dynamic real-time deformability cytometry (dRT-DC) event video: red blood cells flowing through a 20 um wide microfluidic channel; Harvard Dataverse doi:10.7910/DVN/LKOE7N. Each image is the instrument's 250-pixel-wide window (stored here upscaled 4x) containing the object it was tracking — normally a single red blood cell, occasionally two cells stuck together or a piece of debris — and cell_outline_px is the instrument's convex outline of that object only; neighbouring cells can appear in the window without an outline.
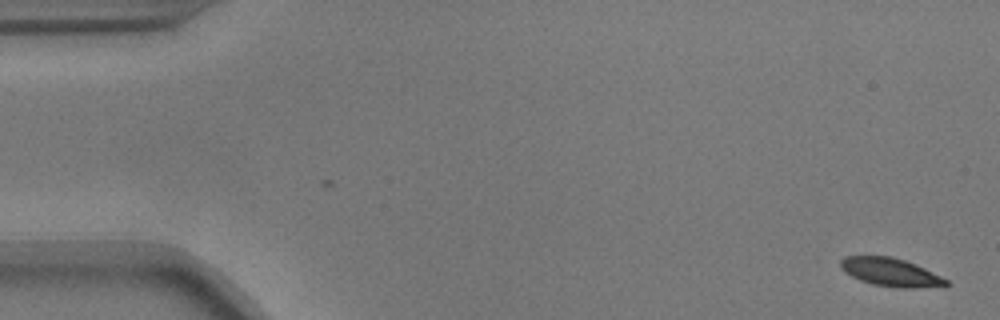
{"species": "common noctule bat (a hibernating species)", "species_latin": "Nyctalus noctula", "temperature_condition": "warm", "stored_images_in_passage": 55, "camera_frame_rate_fps": 3000, "um_per_image_px": 0.085, "animal": {"sex": "male", "body_mass_g": 17.9}, "frame": {"image": 1, "passage_image": 1, "time_ms": 0.0, "image_size_px": [1000, 320], "cell_outline_px": [[948, 284], [912, 288], [900, 288], [872, 284], [860, 280], [844, 272], [840, 268], [840, 260], [844, 256], [892, 256], [916, 264], [948, 280]], "centroid_in_image_um": [75.63, 23.12], "position_along_channel_um": 9.4, "area_um2": 17.17}}
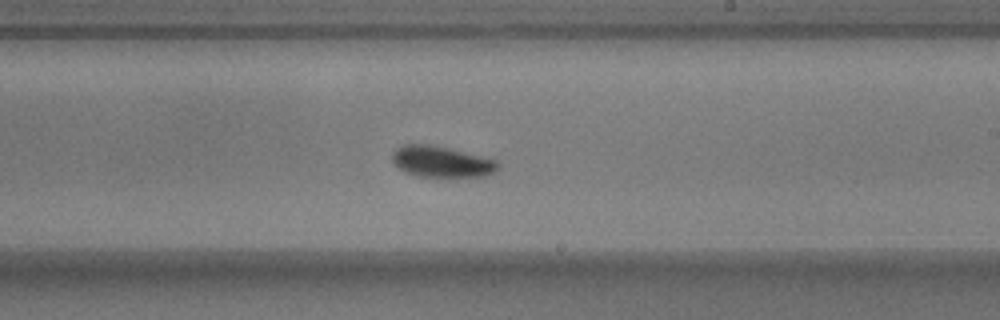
{"frame": {"image": 2, "passage_image": 32, "time_ms": 10.333, "image_size_px": [1000, 320], "cell_outline_px": [[500, 168], [488, 176], [444, 180], [416, 176], [404, 172], [392, 164], [392, 152], [396, 148], [404, 144], [428, 144], [448, 148], [496, 160], [500, 164]], "centroid_in_image_um": [37.53, 13.81], "position_along_channel_um": 251.5, "area_um2": 20.23}}
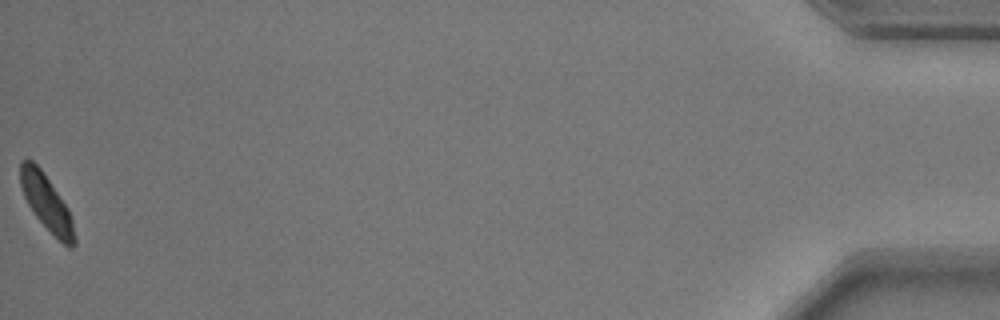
{"frame": {"image": 3, "passage_image": 55, "time_ms": 18.0, "image_size_px": [1000, 320], "cell_outline_px": [[76, 244], [72, 248], [68, 248], [36, 216], [28, 204], [24, 196], [20, 184], [20, 160], [32, 160], [44, 172], [68, 208], [72, 220], [76, 240]], "centroid_in_image_um": [3.96, 17.21], "position_along_channel_um": 431.2, "area_um2": 17.28}, "authors_computed_cell_mechanics": {"area_um2": 18.207, "velocity_mm_per_s": 3.6339, "shape_relaxation_time_tau1_ms": 1.9324, "shape_relaxation_time_tau2_ms": 0.4403, "deformation_change_tau1": 0.1107, "deformation_change_tau2": 0.0483}}